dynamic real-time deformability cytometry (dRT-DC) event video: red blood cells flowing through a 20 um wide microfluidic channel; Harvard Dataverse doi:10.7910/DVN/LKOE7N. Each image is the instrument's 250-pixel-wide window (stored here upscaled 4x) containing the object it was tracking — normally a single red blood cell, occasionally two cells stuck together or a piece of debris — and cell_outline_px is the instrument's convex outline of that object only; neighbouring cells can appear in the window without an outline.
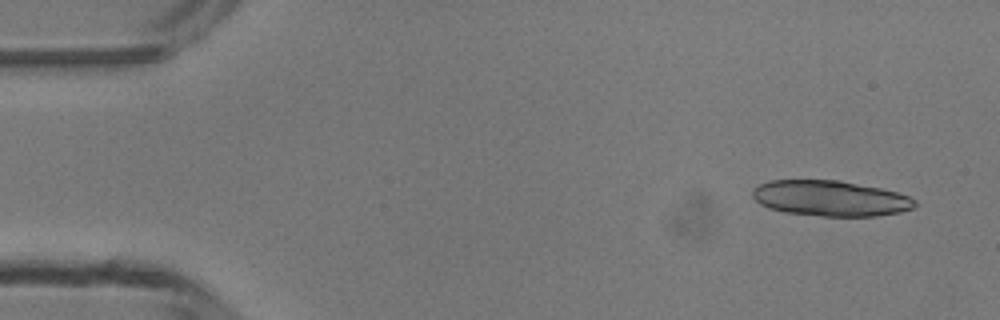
{"species": "common noctule bat (a hibernating species)", "species_latin": "Nyctalus noctula", "temperature_condition": "room temperature", "stored_images_in_passage": 4, "camera_frame_rate_fps": 3000, "um_per_image_px": 0.085, "animal": {"sex": "male", "body_mass_g": 13.3}, "frame": {"image": 1, "passage_image": 1, "time_ms": 0.0, "image_size_px": [1000, 320], "cell_outline_px": [[916, 204], [912, 208], [900, 212], [876, 216], [820, 216], [784, 212], [768, 208], [760, 204], [752, 196], [752, 188], [768, 180], [840, 180], [880, 188], [896, 192], [908, 196], [916, 200]], "centroid_in_image_um": [70.55, 16.85], "position_along_channel_um": 14.5, "area_um2": 33.76}}
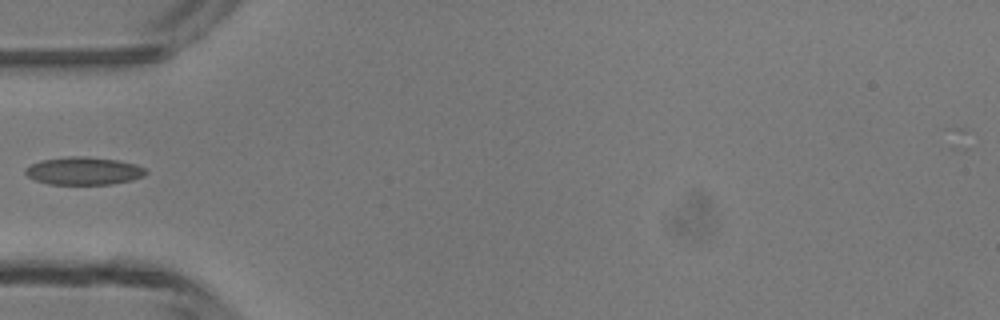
{"frame": {"image": 2, "passage_image": 4, "time_ms": 4.333, "image_size_px": [1000, 320], "cell_outline_px": [[148, 172], [144, 176], [132, 180], [112, 184], [48, 184], [36, 180], [28, 176], [24, 172], [24, 168], [40, 160], [68, 156], [88, 156], [116, 160], [136, 164], [144, 168]], "centroid_in_image_um": [7.11, 14.52], "position_along_channel_um": 77.9, "area_um2": 19.59}}